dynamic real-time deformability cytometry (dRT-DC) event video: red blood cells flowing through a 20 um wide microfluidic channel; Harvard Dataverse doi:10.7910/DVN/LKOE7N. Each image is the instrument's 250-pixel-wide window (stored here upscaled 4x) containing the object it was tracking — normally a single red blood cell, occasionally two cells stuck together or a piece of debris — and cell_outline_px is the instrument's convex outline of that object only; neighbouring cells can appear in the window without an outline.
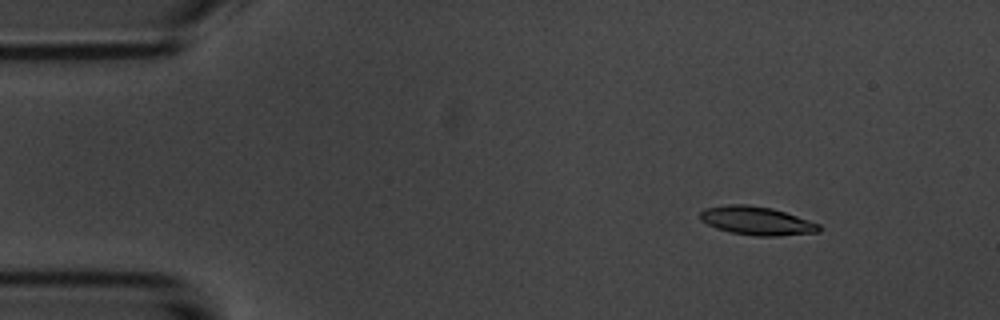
{"species": "common noctule bat (a hibernating species)", "species_latin": "Nyctalus noctula", "temperature_condition": "room temperature", "stored_images_in_passage": 7, "camera_frame_rate_fps": 3000, "um_per_image_px": 0.085, "animal": {"sex": "male", "body_mass_g": 20.1, "forearm_length_mm": 53.5}, "frame": {"image": 1, "passage_image": 2, "time_ms": 1.333, "image_size_px": [1000, 320], "cell_outline_px": [[820, 232], [776, 236], [756, 236], [732, 232], [716, 228], [700, 220], [700, 212], [704, 208], [728, 204], [744, 204], [772, 208], [820, 224]], "centroid_in_image_um": [64.3, 18.76], "position_along_channel_um": 20.7, "area_um2": 19.59}}
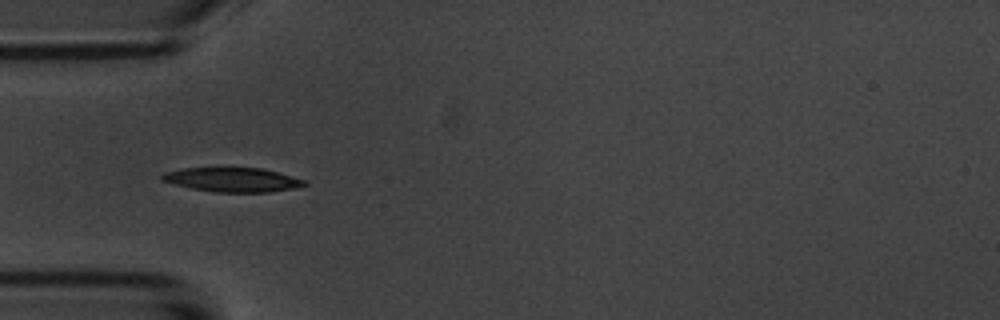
{"frame": {"image": 2, "passage_image": 5, "time_ms": 4.667, "image_size_px": [1000, 320], "cell_outline_px": [[308, 184], [292, 188], [268, 192], [216, 192], [192, 188], [160, 180], [160, 176], [164, 172], [184, 168], [264, 168], [304, 180]], "centroid_in_image_um": [19.73, 15.27], "position_along_channel_um": 65.3, "area_um2": 19.83}}
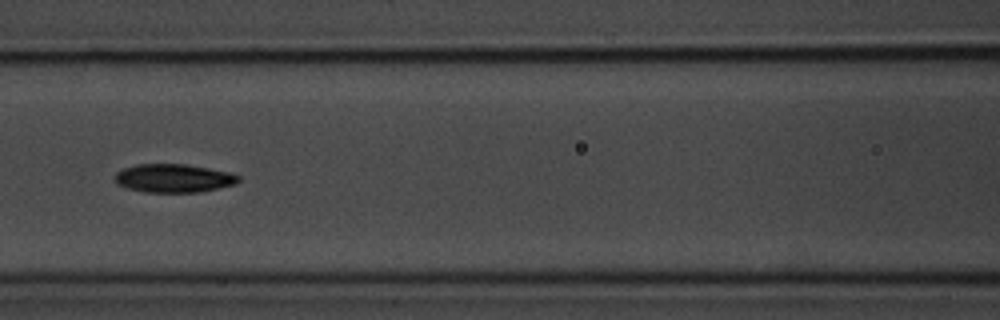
{"frame": {"image": 3, "passage_image": 7, "time_ms": 7.0, "image_size_px": [1000, 320], "cell_outline_px": [[240, 180], [236, 184], [200, 192], [144, 192], [124, 188], [116, 184], [116, 172], [124, 168], [136, 164], [184, 164], [208, 168], [228, 172], [240, 176]], "centroid_in_image_um": [14.74, 15.15], "position_along_channel_um": 151.9, "area_um2": 20.52}}